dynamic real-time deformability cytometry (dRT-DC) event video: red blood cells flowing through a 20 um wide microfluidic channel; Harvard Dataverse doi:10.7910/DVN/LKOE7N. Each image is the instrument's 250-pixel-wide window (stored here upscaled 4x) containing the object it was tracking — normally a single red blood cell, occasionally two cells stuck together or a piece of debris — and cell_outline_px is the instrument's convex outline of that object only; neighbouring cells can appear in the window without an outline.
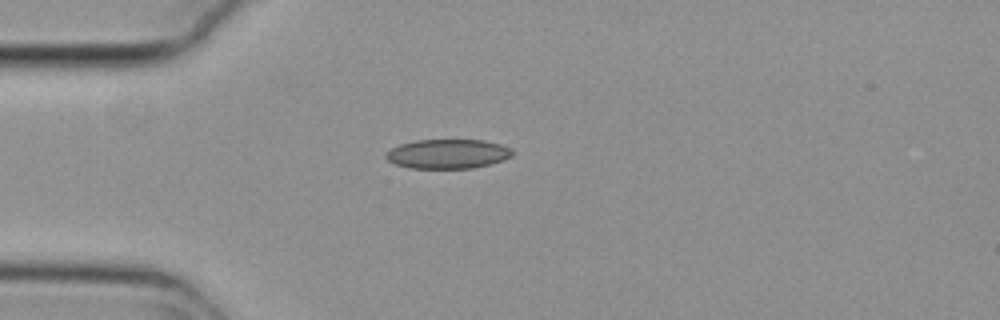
{"species": "common noctule bat (a hibernating species)", "species_latin": "Nyctalus noctula", "temperature_condition": "cold", "stored_images_in_passage": 29, "camera_frame_rate_fps": 3000, "um_per_image_px": 0.085, "animal": {"sex": "female", "body_mass_g": 29.2, "forearm_length_mm": 56.3}, "frame": {"image": 1, "passage_image": 1, "time_ms": 0.0, "image_size_px": [1000, 320], "cell_outline_px": [[516, 152], [512, 156], [504, 160], [472, 168], [408, 168], [396, 164], [388, 160], [384, 156], [392, 148], [400, 144], [416, 140], [484, 140], [500, 144], [512, 148]], "centroid_in_image_um": [38.1, 13.08], "position_along_channel_um": 46.9, "area_um2": 21.68}}
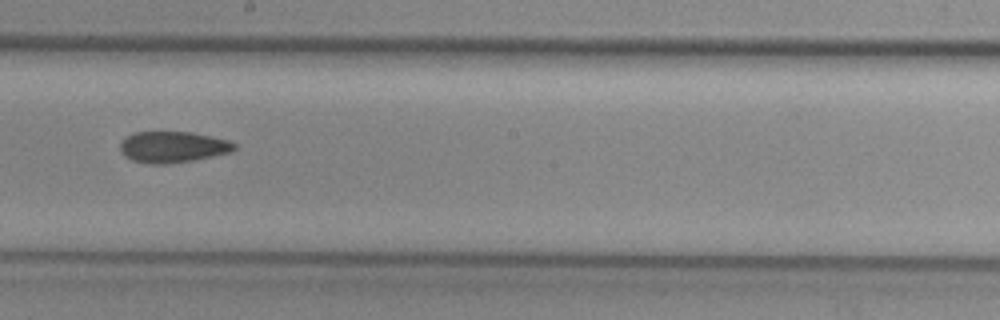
{"frame": {"image": 2, "passage_image": 17, "time_ms": 5.333, "image_size_px": [1000, 320], "cell_outline_px": [[236, 148], [232, 152], [192, 160], [168, 164], [148, 164], [132, 160], [124, 156], [120, 152], [120, 144], [128, 136], [136, 132], [192, 132], [228, 140], [236, 144]], "centroid_in_image_um": [14.69, 12.5], "position_along_channel_um": 233.5, "area_um2": 20.69}}
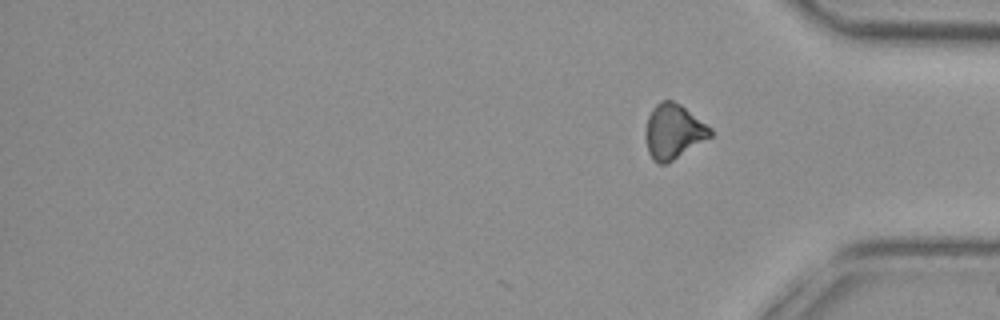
{"frame": {"image": 3, "passage_image": 29, "time_ms": 9.333, "image_size_px": [1000, 320], "cell_outline_px": [[712, 136], [668, 164], [656, 164], [652, 160], [648, 152], [644, 136], [644, 132], [648, 116], [652, 108], [660, 100], [672, 100], [680, 104], [712, 128]], "centroid_in_image_um": [57.21, 11.2], "position_along_channel_um": 378.0, "area_um2": 21.04}, "authors_computed_cell_mechanics": {"area_um2": 21.0392, "velocity_mm_per_s": 3.7853, "shape_relaxation_time_tau1_ms": 7.2385, "shape_relaxation_time_tau2_ms": 7.2554, "deformation_change_tau1": 0.1284, "deformation_change_tau2": 0.1354}}